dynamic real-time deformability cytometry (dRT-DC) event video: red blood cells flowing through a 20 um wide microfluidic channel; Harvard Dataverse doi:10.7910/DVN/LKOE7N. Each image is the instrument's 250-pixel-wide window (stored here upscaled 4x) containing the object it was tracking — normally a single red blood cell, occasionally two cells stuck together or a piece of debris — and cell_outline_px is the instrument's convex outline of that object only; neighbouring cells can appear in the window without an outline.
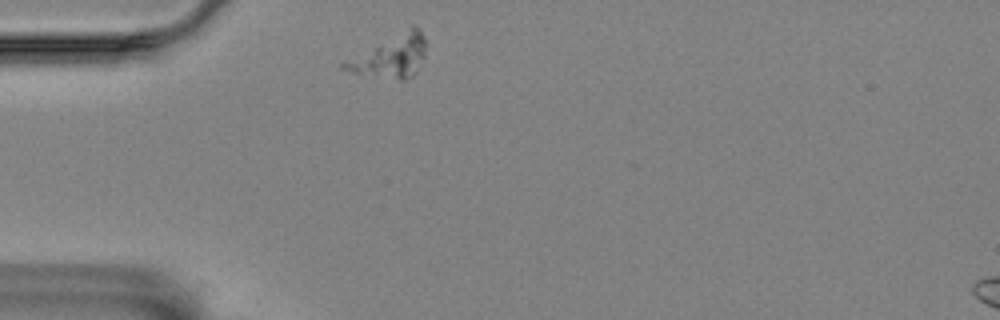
{"species": "Egyptian fruit bat (a non-hibernating species)", "species_latin": "Rousettus aegyptiacus", "temperature_condition": "room temperature", "stored_images_in_passage": 11, "camera_frame_rate_fps": 3000, "um_per_image_px": 0.085, "animal": {"sex": "female"}, "frame": {"image": 1, "passage_image": 1, "time_ms": 0.0, "image_size_px": [1000, 320], "cell_outline_px": [[424, 56], [416, 72], [412, 76], [404, 80], [400, 80], [352, 72], [340, 68], [340, 64], [412, 24], [416, 24], [420, 28], [424, 36]], "centroid_in_image_um": [33.25, 4.76], "position_along_channel_um": 51.7, "area_um2": 19.83}}
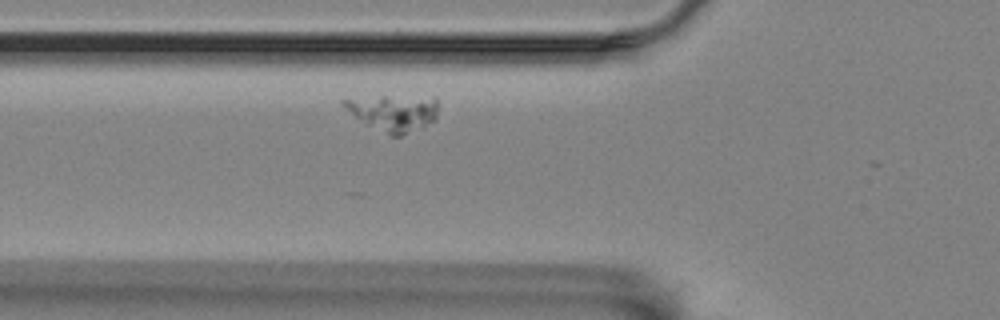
{"frame": {"image": 2, "passage_image": 6, "time_ms": 1.667, "image_size_px": [1000, 320], "cell_outline_px": [[436, 120], [424, 128], [400, 136], [392, 136], [360, 120], [344, 108], [340, 104], [340, 100], [380, 96], [384, 96], [436, 100]], "centroid_in_image_um": [33.41, 9.62], "position_along_channel_um": 92.4, "area_um2": 19.42}}
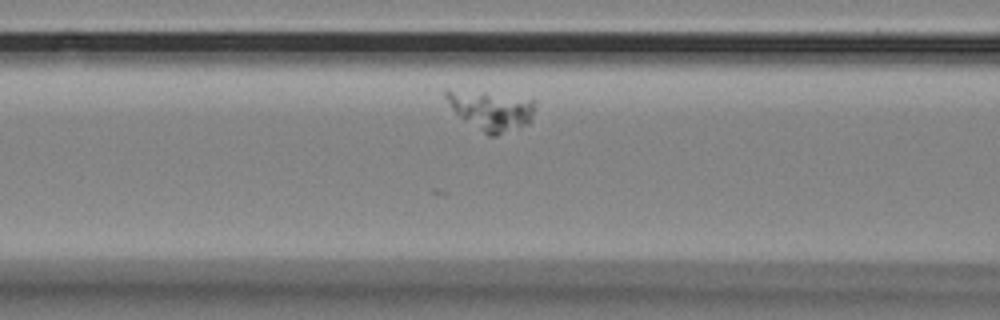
{"frame": {"image": 3, "passage_image": 9, "time_ms": 2.667, "image_size_px": [1000, 320], "cell_outline_px": [[536, 104], [532, 116], [528, 124], [520, 128], [496, 136], [488, 136], [464, 120], [452, 108], [444, 96], [444, 92], [448, 88], [532, 100]], "centroid_in_image_um": [41.72, 9.42], "position_along_channel_um": 124.9, "area_um2": 20.06}}